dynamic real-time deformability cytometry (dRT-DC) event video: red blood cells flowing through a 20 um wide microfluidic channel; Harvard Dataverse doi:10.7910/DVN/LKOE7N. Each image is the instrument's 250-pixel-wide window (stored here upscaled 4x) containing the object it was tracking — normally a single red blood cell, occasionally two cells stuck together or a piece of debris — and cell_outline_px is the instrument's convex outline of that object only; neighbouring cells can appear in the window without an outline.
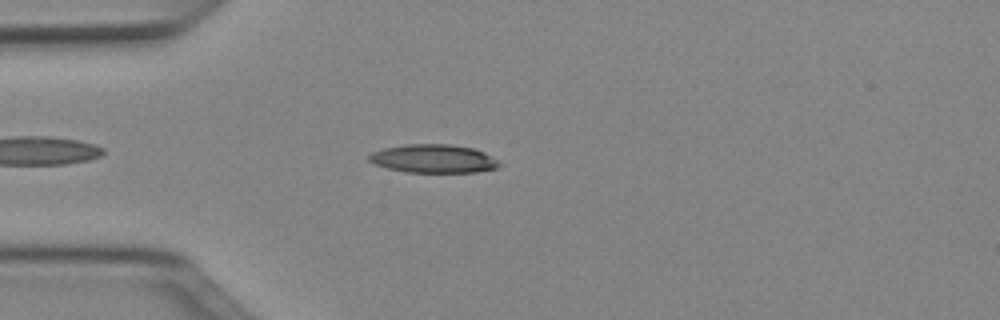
{"species": "Egyptian fruit bat (a non-hibernating species)", "species_latin": "Rousettus aegyptiacus", "temperature_condition": "cold", "stored_images_in_passage": 37, "camera_frame_rate_fps": 3000, "um_per_image_px": 0.085, "animal": {"sex": "female"}, "frame": {"image": 1, "passage_image": 3, "time_ms": 0.667, "image_size_px": [1000, 320], "cell_outline_px": [[504, 164], [496, 168], [476, 172], [408, 172], [388, 168], [376, 164], [368, 160], [368, 156], [372, 152], [384, 148], [404, 144], [452, 144], [476, 148], [484, 152]], "centroid_in_image_um": [36.89, 13.47], "position_along_channel_um": 48.1, "area_um2": 21.68}}
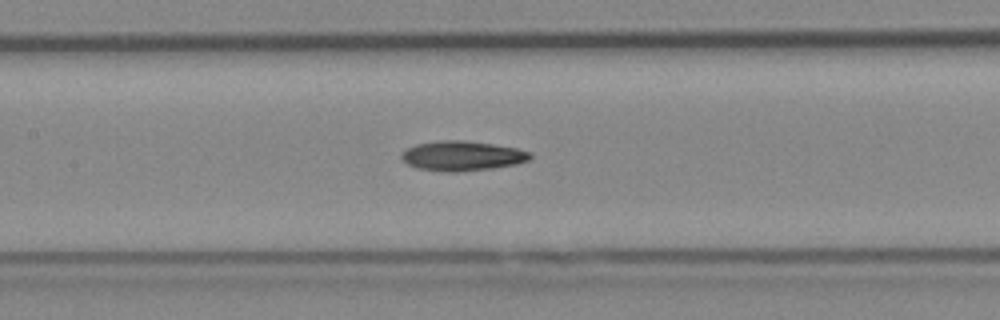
{"frame": {"image": 2, "passage_image": 13, "time_ms": 4.0, "image_size_px": [1000, 320], "cell_outline_px": [[532, 156], [528, 160], [516, 164], [492, 168], [456, 172], [444, 172], [416, 168], [400, 160], [400, 152], [416, 144], [436, 140], [464, 140], [492, 144], [516, 148], [532, 152]], "centroid_in_image_um": [39.23, 13.25], "position_along_channel_um": 168.2, "area_um2": 22.54}}
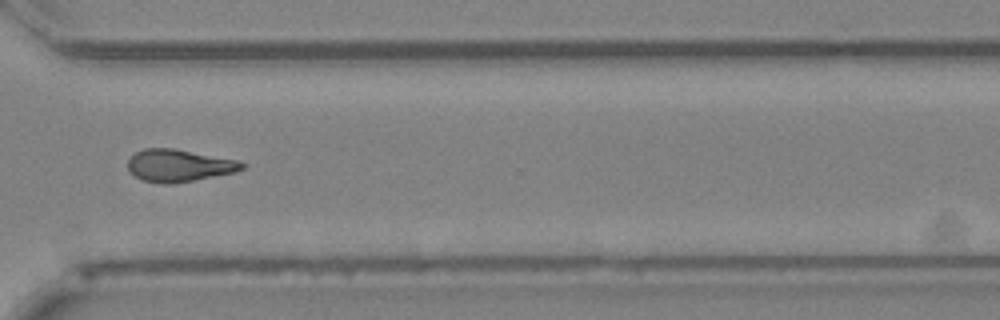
{"frame": {"image": 3, "passage_image": 27, "time_ms": 8.667, "image_size_px": [1000, 320], "cell_outline_px": [[244, 168], [236, 172], [192, 180], [168, 184], [164, 184], [144, 180], [128, 172], [128, 160], [136, 152], [144, 148], [172, 148], [240, 160], [244, 164]], "centroid_in_image_um": [15.21, 14.06], "position_along_channel_um": 355.4, "area_um2": 21.33}, "authors_computed_cell_mechanics": {"area_um2": 21.3282, "velocity_mm_per_s": 4.0096, "shape_relaxation_time_tau1_ms": 6.4257, "shape_relaxation_time_tau2_ms": 7.1402, "deformation_change_tau1": 0.1664, "deformation_change_tau2": 0.1792}}